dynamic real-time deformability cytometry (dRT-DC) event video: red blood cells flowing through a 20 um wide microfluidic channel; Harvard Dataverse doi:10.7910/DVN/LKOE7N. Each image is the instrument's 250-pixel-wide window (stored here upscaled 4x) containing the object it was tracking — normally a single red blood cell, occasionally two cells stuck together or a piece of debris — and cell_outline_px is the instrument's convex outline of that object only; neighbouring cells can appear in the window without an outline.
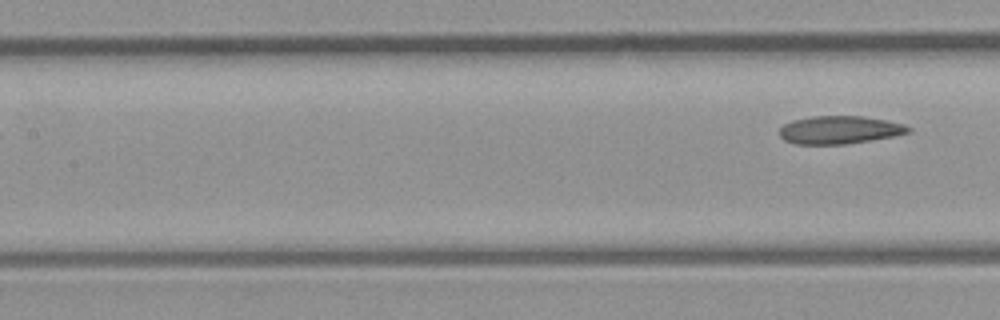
{"species": "common noctule bat (a hibernating species)", "species_latin": "Nyctalus noctula", "temperature_condition": "room temperature", "stored_images_in_passage": 6, "segment_of_instrument_passage": [2, 2], "camera_frame_rate_fps": 3000, "um_per_image_px": 0.085, "animal": {"sex": "male", "body_mass_g": 23.1, "forearm_length_mm": 52.7}, "frame": {"image": 1, "passage_image": 6, "time_ms": 1.667, "image_size_px": [1000, 320], "cell_outline_px": [[912, 132], [872, 140], [844, 144], [796, 144], [784, 140], [780, 136], [780, 128], [784, 124], [792, 120], [812, 116], [864, 116], [904, 124], [912, 128]], "centroid_in_image_um": [71.36, 11.04], "position_along_channel_um": 136.0, "area_um2": 20.98}}